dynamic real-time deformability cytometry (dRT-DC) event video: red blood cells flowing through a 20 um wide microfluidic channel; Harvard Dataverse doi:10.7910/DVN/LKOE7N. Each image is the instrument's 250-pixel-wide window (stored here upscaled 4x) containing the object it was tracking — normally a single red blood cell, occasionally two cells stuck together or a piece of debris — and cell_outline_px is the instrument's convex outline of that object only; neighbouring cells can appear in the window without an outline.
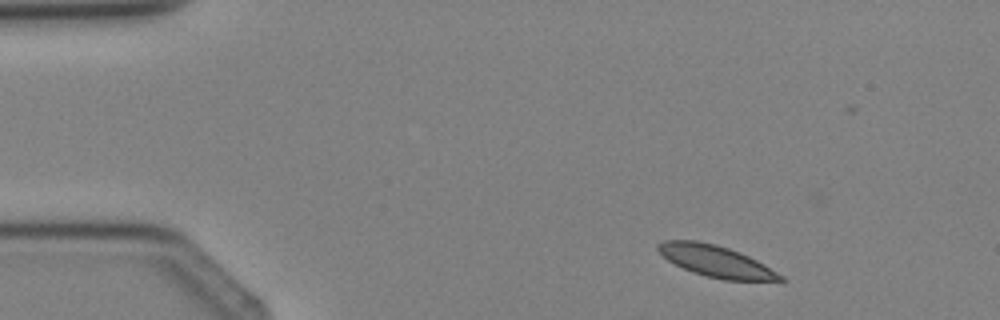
{"species": "Egyptian fruit bat (a non-hibernating species)", "species_latin": "Rousettus aegyptiacus", "temperature_condition": "cold", "stored_images_in_passage": 3, "camera_frame_rate_fps": 3000, "um_per_image_px": 0.085, "animal": {"sex": "female"}, "frame": {"image": 1, "passage_image": 1, "time_ms": 0.0, "image_size_px": [1000, 320], "cell_outline_px": [[788, 280], [784, 284], [724, 280], [704, 276], [692, 272], [668, 260], [656, 248], [656, 244], [664, 240], [696, 240], [716, 244], [740, 252], [764, 264], [784, 276]], "centroid_in_image_um": [61.01, 22.26], "position_along_channel_um": 24.0, "area_um2": 23.24}}
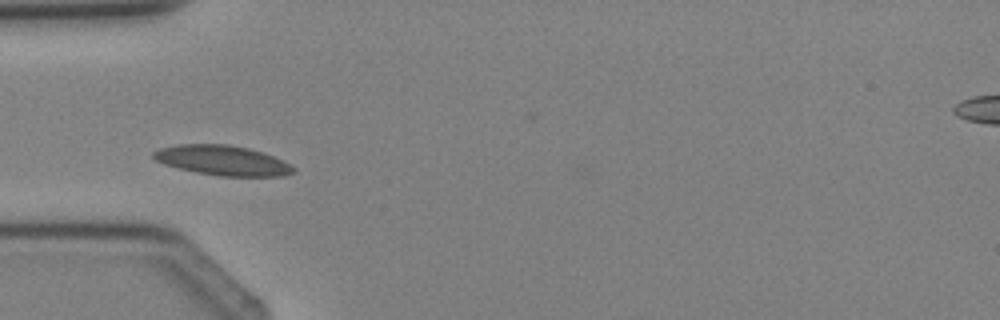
{"frame": {"image": 2, "passage_image": 3, "time_ms": 2.333, "image_size_px": [1000, 320], "cell_outline_px": [[296, 172], [284, 176], [220, 176], [196, 172], [164, 164], [156, 160], [152, 156], [152, 152], [160, 148], [176, 144], [228, 144], [248, 148], [284, 160], [296, 168]], "centroid_in_image_um": [18.93, 13.63], "position_along_channel_um": 66.1, "area_um2": 24.39}}